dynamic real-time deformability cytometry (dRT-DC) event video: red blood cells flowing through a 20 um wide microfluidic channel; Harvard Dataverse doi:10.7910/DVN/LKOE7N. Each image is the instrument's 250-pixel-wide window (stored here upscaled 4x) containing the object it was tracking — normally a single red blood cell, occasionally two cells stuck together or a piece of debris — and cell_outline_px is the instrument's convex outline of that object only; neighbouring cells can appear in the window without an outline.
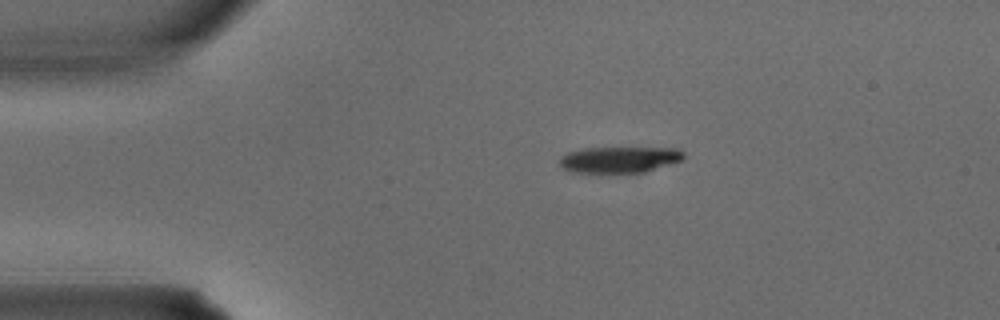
{"species": "common noctule bat (a hibernating species)", "species_latin": "Nyctalus noctula", "temperature_condition": "warm", "stored_images_in_passage": 2, "camera_frame_rate_fps": 3000, "um_per_image_px": 0.085, "animal": {"sex": "male", "body_mass_g": 15.6}, "frame": {"image": 1, "passage_image": 1, "time_ms": 0.0, "image_size_px": [1000, 320], "cell_outline_px": [[684, 156], [680, 160], [644, 172], [568, 172], [560, 164], [560, 156], [568, 152], [584, 148], [680, 148], [684, 152]], "centroid_in_image_um": [52.62, 13.55], "position_along_channel_um": 32.4, "area_um2": 18.67}}